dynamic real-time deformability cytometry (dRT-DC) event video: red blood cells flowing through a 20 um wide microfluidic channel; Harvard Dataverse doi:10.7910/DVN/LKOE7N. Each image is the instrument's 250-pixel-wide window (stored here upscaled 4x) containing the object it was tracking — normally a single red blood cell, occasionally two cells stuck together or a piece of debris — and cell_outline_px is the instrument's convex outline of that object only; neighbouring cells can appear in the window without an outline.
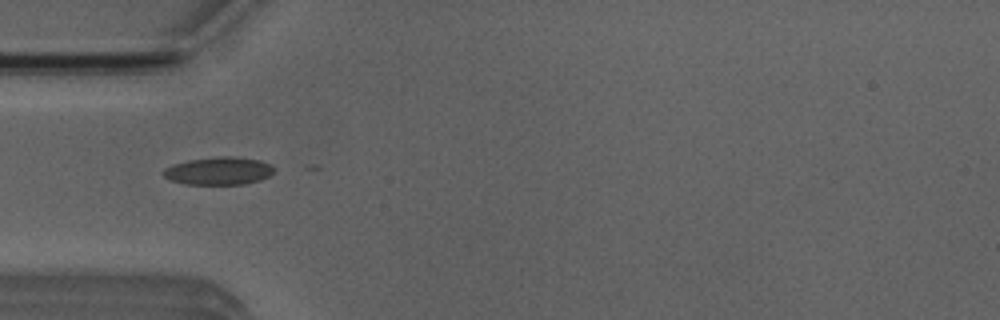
{"species": "Egyptian fruit bat (a non-hibernating species)", "species_latin": "Rousettus aegyptiacus", "temperature_condition": "room temperature", "stored_images_in_passage": 4, "camera_frame_rate_fps": 3000, "um_per_image_px": 0.085, "animal": {"sex": "male"}, "frame": {"image": 1, "passage_image": 1, "time_ms": 0.0, "image_size_px": [1000, 320], "cell_outline_px": [[276, 168], [268, 176], [260, 180], [244, 184], [184, 184], [172, 180], [164, 176], [160, 172], [164, 168], [172, 164], [188, 160], [216, 156], [232, 156], [260, 160], [272, 164]], "centroid_in_image_um": [18.58, 14.51], "position_along_channel_um": 66.4, "area_um2": 18.09}}
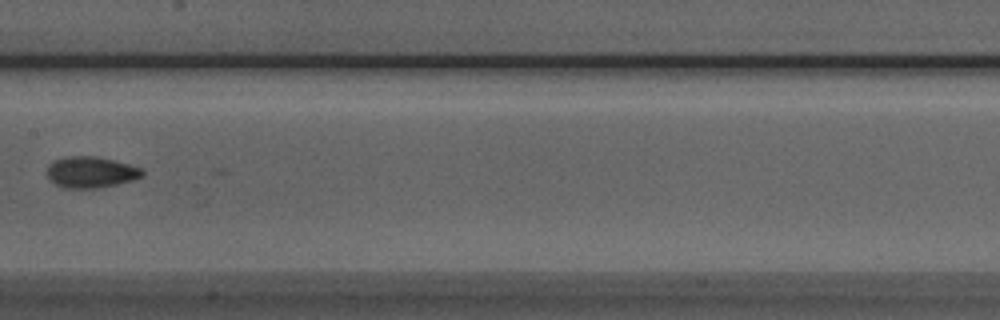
{"frame": {"image": 2, "passage_image": 4, "time_ms": 3.333, "image_size_px": [1000, 320], "cell_outline_px": [[144, 172], [140, 176], [132, 180], [116, 184], [96, 188], [64, 188], [48, 180], [48, 164], [52, 160], [64, 156], [96, 156], [128, 164], [140, 168]], "centroid_in_image_um": [7.65, 14.62], "position_along_channel_um": 199.7, "area_um2": 17.22}}